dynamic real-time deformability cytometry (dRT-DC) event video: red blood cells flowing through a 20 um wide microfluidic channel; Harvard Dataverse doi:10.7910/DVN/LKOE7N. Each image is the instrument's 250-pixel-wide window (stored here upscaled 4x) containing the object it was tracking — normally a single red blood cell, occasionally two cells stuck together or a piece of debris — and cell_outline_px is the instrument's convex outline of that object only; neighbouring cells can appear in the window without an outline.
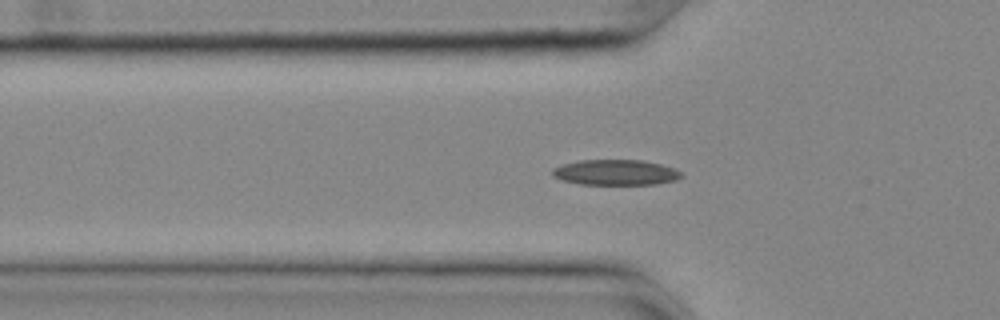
{"species": "common noctule bat (a hibernating species)", "species_latin": "Nyctalus noctula", "temperature_condition": "cold", "stored_images_in_passage": 37, "camera_frame_rate_fps": 3000, "um_per_image_px": 0.085, "animal": {"sex": "female", "body_mass_g": 25.1}, "frame": {"image": 1, "passage_image": 5, "time_ms": 1.333, "image_size_px": [1000, 320], "cell_outline_px": [[684, 176], [676, 180], [656, 184], [580, 184], [560, 180], [552, 176], [552, 168], [564, 164], [580, 160], [644, 160], [676, 168]], "centroid_in_image_um": [52.33, 14.65], "position_along_channel_um": 73.5, "area_um2": 19.25}}
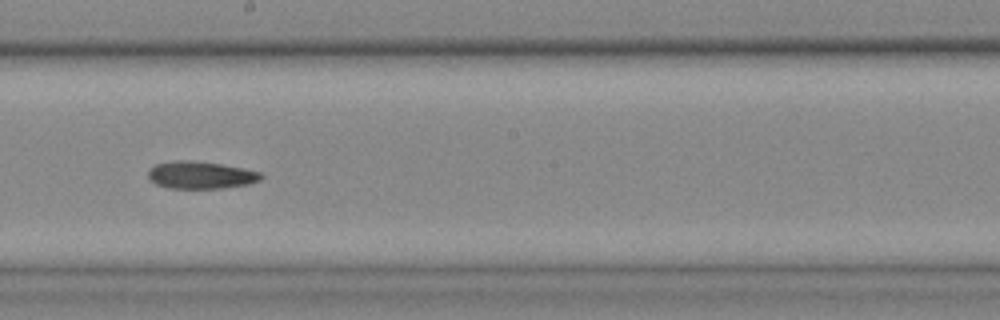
{"frame": {"image": 2, "passage_image": 18, "time_ms": 5.667, "image_size_px": [1000, 320], "cell_outline_px": [[264, 176], [260, 180], [248, 184], [224, 188], [168, 188], [156, 184], [148, 180], [148, 168], [156, 164], [176, 160], [188, 160], [220, 164], [244, 168], [260, 172]], "centroid_in_image_um": [17.03, 14.88], "position_along_channel_um": 231.2, "area_um2": 18.09}}
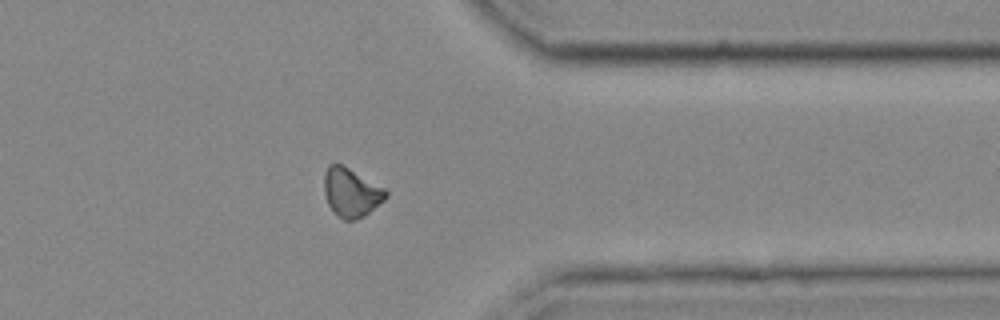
{"frame": {"image": 3, "passage_image": 31, "time_ms": 10.0, "image_size_px": [1000, 320], "cell_outline_px": [[388, 196], [384, 200], [364, 216], [356, 220], [344, 220], [328, 204], [324, 192], [324, 172], [328, 164], [344, 164], [384, 188], [388, 192]], "centroid_in_image_um": [29.85, 16.33], "position_along_channel_um": 381.6, "area_um2": 17.51}}